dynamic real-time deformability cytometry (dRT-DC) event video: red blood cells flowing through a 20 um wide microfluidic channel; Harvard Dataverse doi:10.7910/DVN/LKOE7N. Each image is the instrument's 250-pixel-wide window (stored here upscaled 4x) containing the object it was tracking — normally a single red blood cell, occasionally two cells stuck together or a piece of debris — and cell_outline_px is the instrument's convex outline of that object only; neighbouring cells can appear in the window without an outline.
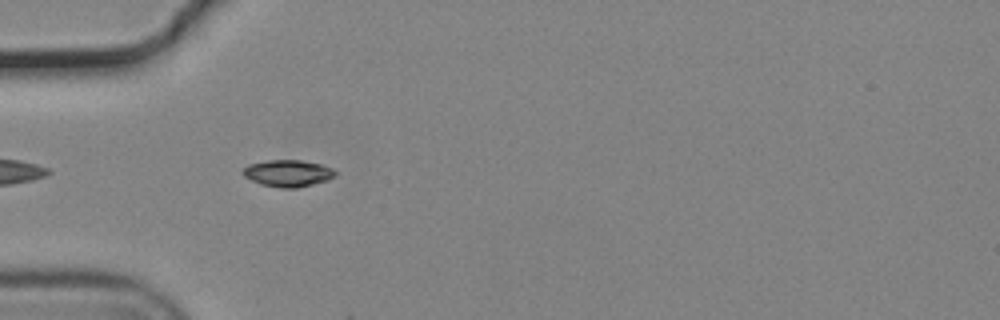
{"species": "common noctule bat (a hibernating species)", "species_latin": "Nyctalus noctula", "temperature_condition": "cold", "stored_images_in_passage": 5, "camera_frame_rate_fps": 3000, "um_per_image_px": 0.085, "animal": {"sex": "male", "body_mass_g": 19.2, "forearm_length_mm": 51.8}, "frame": {"image": 1, "passage_image": 4, "time_ms": 1.0, "image_size_px": [1000, 320], "cell_outline_px": [[336, 176], [328, 180], [296, 188], [280, 188], [260, 184], [244, 176], [244, 168], [248, 164], [268, 160], [300, 160], [320, 164], [332, 168], [336, 172]], "centroid_in_image_um": [24.49, 14.73], "position_along_channel_um": 60.5, "area_um2": 14.33}}